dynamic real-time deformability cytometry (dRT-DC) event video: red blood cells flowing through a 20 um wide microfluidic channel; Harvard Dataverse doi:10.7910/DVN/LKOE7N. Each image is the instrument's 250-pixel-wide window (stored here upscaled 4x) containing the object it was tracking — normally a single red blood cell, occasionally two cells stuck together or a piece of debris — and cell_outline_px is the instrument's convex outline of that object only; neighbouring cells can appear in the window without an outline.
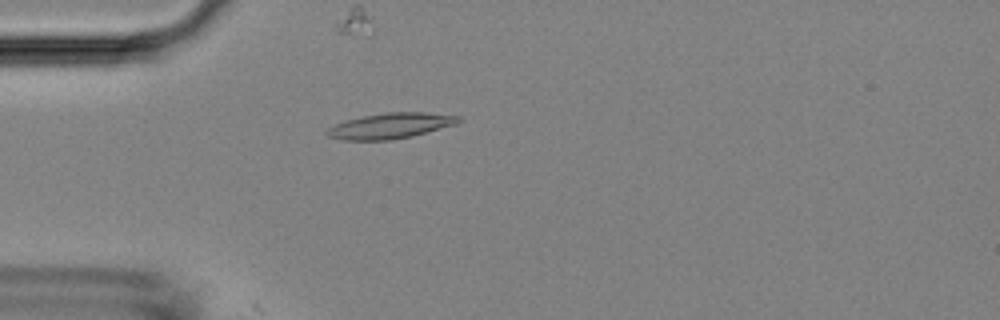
{"species": "Egyptian fruit bat (a non-hibernating species)", "species_latin": "Rousettus aegyptiacus", "temperature_condition": "room temperature", "stored_images_in_passage": 5, "camera_frame_rate_fps": 3000, "um_per_image_px": 0.085, "animal": {"sex": "female"}, "frame": {"image": 1, "passage_image": 4, "time_ms": 3.333, "image_size_px": [1000, 320], "cell_outline_px": [[460, 120], [456, 124], [412, 136], [392, 140], [340, 140], [328, 136], [324, 132], [328, 128], [344, 120], [364, 116], [388, 112], [424, 112], [460, 116]], "centroid_in_image_um": [33.15, 10.7], "position_along_channel_um": 51.8, "area_um2": 19.54}}